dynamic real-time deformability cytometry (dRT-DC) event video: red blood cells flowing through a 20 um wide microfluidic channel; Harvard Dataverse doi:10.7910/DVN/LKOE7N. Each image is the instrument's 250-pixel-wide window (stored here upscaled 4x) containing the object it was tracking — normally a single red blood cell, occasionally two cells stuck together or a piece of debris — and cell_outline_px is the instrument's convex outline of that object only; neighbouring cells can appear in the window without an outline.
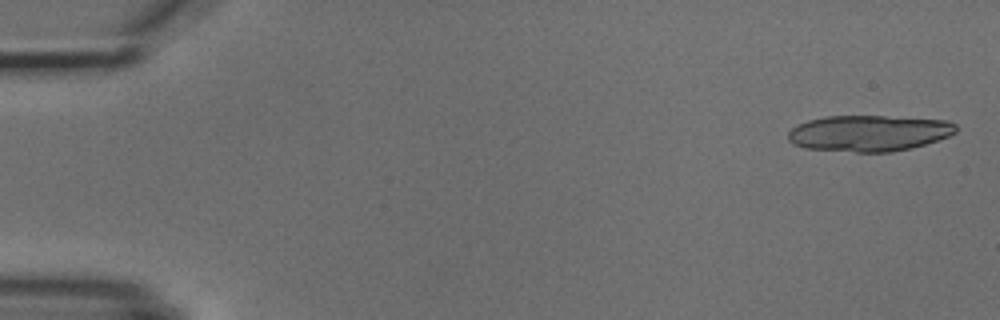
{"species": "common noctule bat (a hibernating species)", "species_latin": "Nyctalus noctula", "temperature_condition": "cold", "stored_images_in_passage": 6, "camera_frame_rate_fps": 3000, "um_per_image_px": 0.085, "animal": {"sex": "male", "body_mass_g": 18.8}, "frame": {"image": 1, "passage_image": 1, "time_ms": 0.0, "image_size_px": [1000, 320], "cell_outline_px": [[956, 132], [948, 136], [912, 148], [892, 152], [856, 152], [804, 148], [792, 144], [788, 140], [788, 132], [792, 128], [808, 120], [824, 116], [884, 116], [948, 120], [956, 124]], "centroid_in_image_um": [73.84, 11.32], "position_along_channel_um": 11.2, "area_um2": 35.37}}